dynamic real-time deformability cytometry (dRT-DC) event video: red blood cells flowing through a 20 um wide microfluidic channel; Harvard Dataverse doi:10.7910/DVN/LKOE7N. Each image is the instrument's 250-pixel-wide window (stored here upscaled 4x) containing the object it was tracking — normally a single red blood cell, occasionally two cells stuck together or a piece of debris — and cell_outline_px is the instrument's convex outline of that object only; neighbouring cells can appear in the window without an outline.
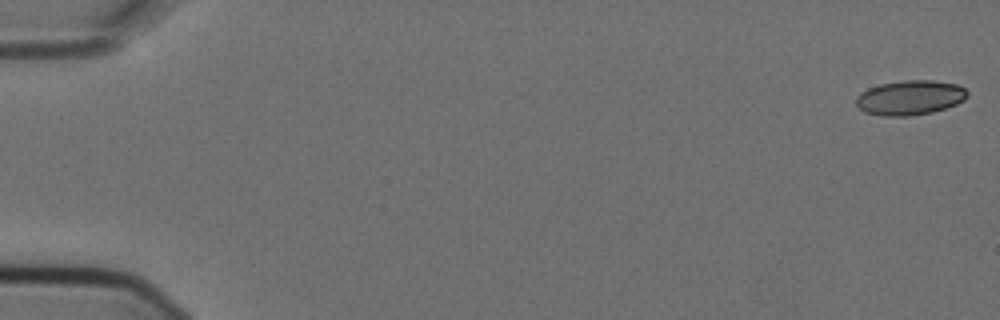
{"species": "Egyptian fruit bat (a non-hibernating species)", "species_latin": "Rousettus aegyptiacus", "temperature_condition": "cold", "stored_images_in_passage": 5, "camera_frame_rate_fps": 3000, "um_per_image_px": 0.085, "animal": {"sex": "female"}, "frame": {"image": 1, "passage_image": 1, "time_ms": 0.0, "image_size_px": [1000, 320], "cell_outline_px": [[968, 96], [964, 100], [956, 104], [932, 112], [908, 116], [880, 116], [864, 112], [856, 104], [856, 96], [860, 92], [868, 88], [880, 84], [904, 80], [932, 80], [956, 84], [964, 88], [968, 92]], "centroid_in_image_um": [77.33, 8.3], "position_along_channel_um": 7.7, "area_um2": 22.54}}
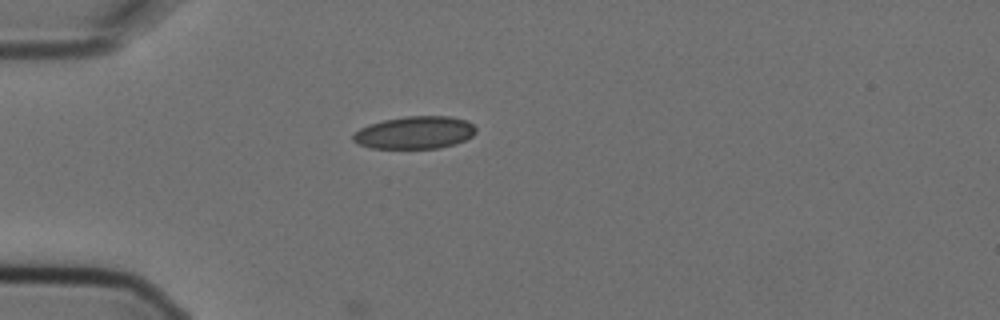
{"frame": {"image": 2, "passage_image": 5, "time_ms": 1.333, "image_size_px": [1000, 320], "cell_outline_px": [[476, 132], [472, 136], [456, 144], [440, 148], [372, 148], [360, 144], [352, 140], [352, 136], [360, 128], [368, 124], [384, 120], [404, 116], [448, 116], [468, 120], [476, 128]], "centroid_in_image_um": [35.28, 11.26], "position_along_channel_um": 49.7, "area_um2": 23.35}}